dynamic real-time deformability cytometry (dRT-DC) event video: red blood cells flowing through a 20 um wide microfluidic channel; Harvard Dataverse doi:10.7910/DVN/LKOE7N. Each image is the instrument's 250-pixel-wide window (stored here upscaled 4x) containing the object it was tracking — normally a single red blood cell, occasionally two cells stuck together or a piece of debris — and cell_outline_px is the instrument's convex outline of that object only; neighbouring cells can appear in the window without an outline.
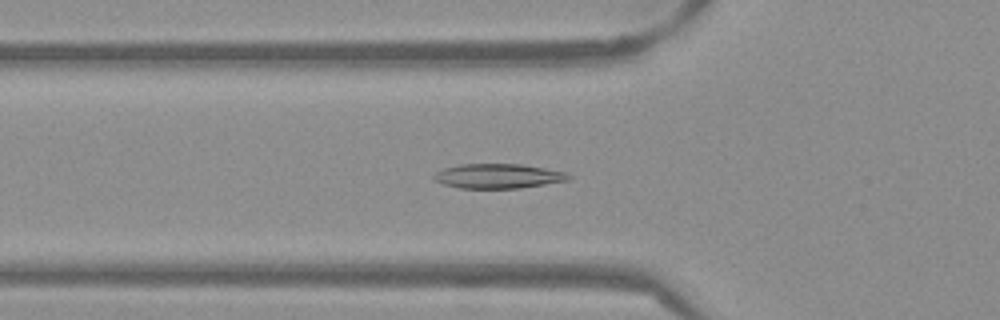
{"species": "Egyptian fruit bat (a non-hibernating species)", "species_latin": "Rousettus aegyptiacus", "temperature_condition": "warm", "stored_images_in_passage": 42, "camera_frame_rate_fps": 3000, "um_per_image_px": 0.085, "frame": {"image": 1, "passage_image": 8, "time_ms": 2.333, "image_size_px": [1000, 320], "cell_outline_px": [[572, 176], [568, 180], [520, 188], [460, 188], [444, 184], [436, 180], [432, 176], [436, 172], [444, 168], [460, 164], [520, 164], [544, 168], [564, 172]], "centroid_in_image_um": [42.32, 14.96], "position_along_channel_um": 83.5, "area_um2": 19.07}}
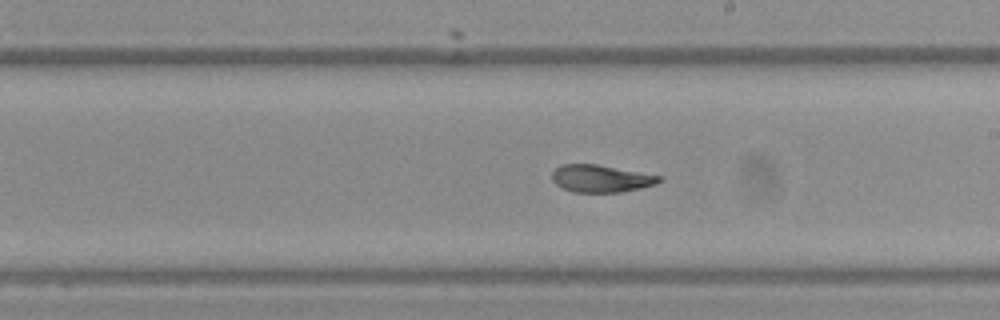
{"frame": {"image": 2, "passage_image": 20, "time_ms": 6.333, "image_size_px": [1000, 320], "cell_outline_px": [[664, 180], [656, 184], [640, 188], [620, 192], [572, 192], [556, 184], [552, 180], [552, 172], [560, 164], [596, 164], [664, 176]], "centroid_in_image_um": [51.11, 15.17], "position_along_channel_um": 237.9, "area_um2": 17.17}}
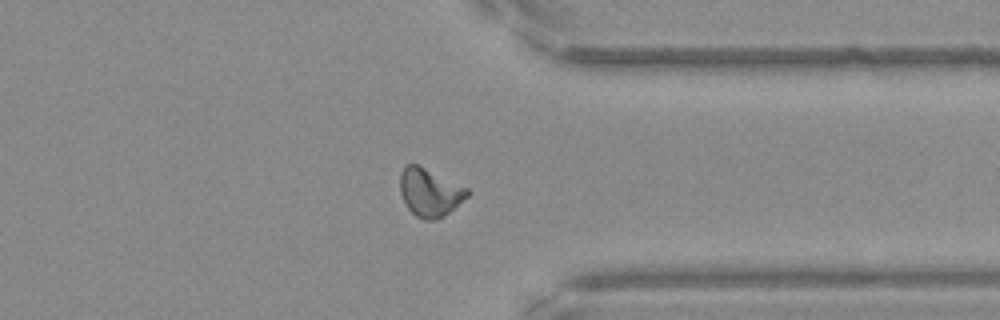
{"frame": {"image": 3, "passage_image": 31, "time_ms": 10.0, "image_size_px": [1000, 320], "cell_outline_px": [[472, 192], [468, 196], [444, 216], [436, 220], [424, 220], [416, 216], [408, 208], [400, 192], [400, 172], [404, 164], [420, 164], [468, 188]], "centroid_in_image_um": [36.53, 16.32], "position_along_channel_um": 374.9, "area_um2": 19.07}, "authors_computed_cell_mechanics": {"area_um2": 18.0047, "velocity_mm_per_s": 3.8381, "shape_relaxation_time_tau1_ms": 9.3075, "shape_relaxation_time_tau2_ms": 1.6152, "deformation_change_tau1": 0.2458, "deformation_change_tau2": 0.0674}}